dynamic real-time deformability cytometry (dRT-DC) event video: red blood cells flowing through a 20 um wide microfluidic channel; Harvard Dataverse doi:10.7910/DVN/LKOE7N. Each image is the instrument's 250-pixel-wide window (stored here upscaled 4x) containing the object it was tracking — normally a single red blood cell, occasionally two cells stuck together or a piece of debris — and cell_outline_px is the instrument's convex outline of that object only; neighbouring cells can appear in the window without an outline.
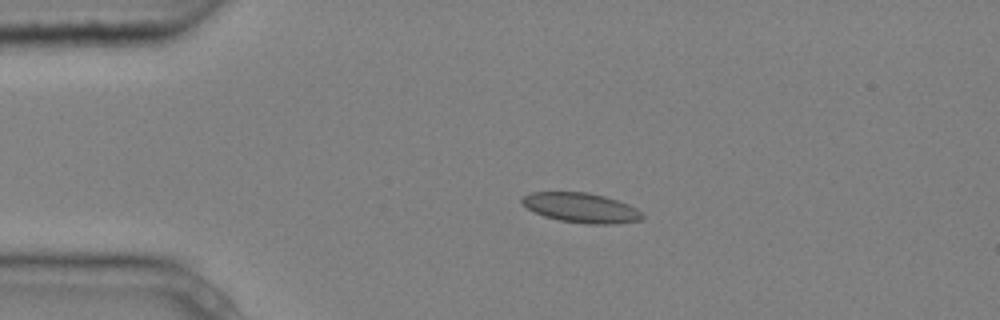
{"species": "common noctule bat (a hibernating species)", "species_latin": "Nyctalus noctula", "temperature_condition": "cold", "stored_images_in_passage": 2, "camera_frame_rate_fps": 3000, "um_per_image_px": 0.085, "animal": {"sex": "male", "body_mass_g": 20.4}, "frame": {"image": 1, "passage_image": 1, "time_ms": 0.0, "image_size_px": [1000, 320], "cell_outline_px": [[644, 216], [640, 220], [616, 224], [588, 224], [560, 220], [544, 216], [528, 208], [520, 200], [520, 196], [532, 192], [588, 192], [604, 196], [628, 204], [636, 208]], "centroid_in_image_um": [49.39, 17.65], "position_along_channel_um": 35.6, "area_um2": 20.75}}